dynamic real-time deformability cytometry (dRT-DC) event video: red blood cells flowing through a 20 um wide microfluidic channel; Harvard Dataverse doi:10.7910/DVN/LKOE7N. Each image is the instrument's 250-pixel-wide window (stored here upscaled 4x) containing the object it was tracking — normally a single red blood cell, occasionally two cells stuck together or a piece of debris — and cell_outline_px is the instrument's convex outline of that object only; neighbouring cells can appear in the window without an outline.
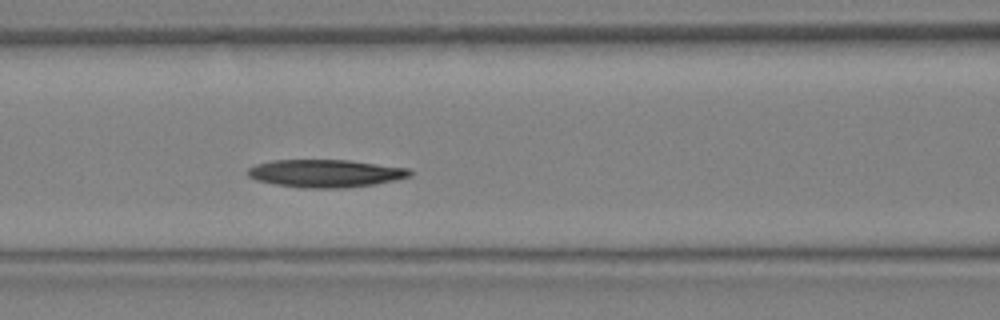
{"species": "Egyptian fruit bat (a non-hibernating species)", "species_latin": "Rousettus aegyptiacus", "temperature_condition": "warm", "stored_images_in_passage": 10, "camera_frame_rate_fps": 3000, "um_per_image_px": 0.085, "animal": {"sex": "female"}, "frame": {"image": 1, "passage_image": 10, "time_ms": 3.0, "image_size_px": [1000, 320], "cell_outline_px": [[412, 176], [396, 180], [376, 184], [344, 188], [300, 188], [276, 184], [256, 180], [248, 176], [248, 168], [256, 164], [272, 160], [348, 160], [408, 168], [412, 172]], "centroid_in_image_um": [27.68, 14.74], "position_along_channel_um": 138.9, "area_um2": 26.3}}